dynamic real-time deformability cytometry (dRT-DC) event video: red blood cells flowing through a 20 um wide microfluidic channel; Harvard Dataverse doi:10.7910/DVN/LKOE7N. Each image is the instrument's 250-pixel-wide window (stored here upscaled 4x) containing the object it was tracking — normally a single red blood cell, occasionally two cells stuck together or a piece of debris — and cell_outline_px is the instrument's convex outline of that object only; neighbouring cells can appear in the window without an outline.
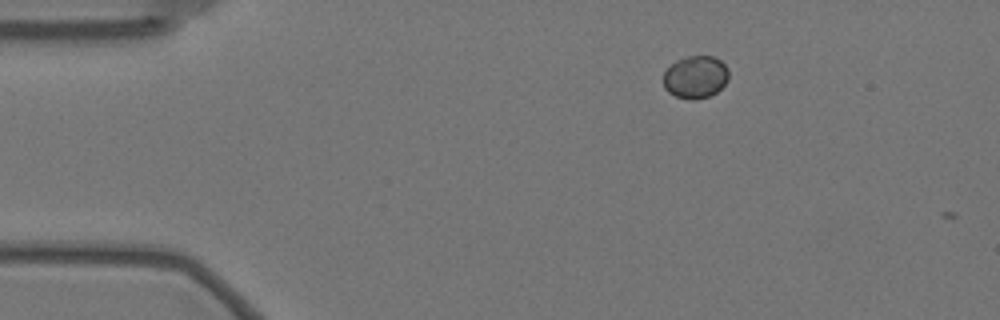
{"species": "Egyptian fruit bat (a non-hibernating species)", "species_latin": "Rousettus aegyptiacus", "temperature_condition": "warm", "stored_images_in_passage": 2, "camera_frame_rate_fps": 3000, "um_per_image_px": 0.085, "animal": {"sex": "female"}, "frame": {"image": 1, "passage_image": 1, "time_ms": 0.0, "image_size_px": [1000, 320], "cell_outline_px": [[728, 80], [716, 92], [708, 96], [692, 100], [688, 100], [676, 96], [668, 92], [664, 88], [664, 72], [676, 60], [688, 56], [712, 56], [720, 60], [728, 68]], "centroid_in_image_um": [59.11, 6.55], "position_along_channel_um": 25.9, "area_um2": 16.13}}